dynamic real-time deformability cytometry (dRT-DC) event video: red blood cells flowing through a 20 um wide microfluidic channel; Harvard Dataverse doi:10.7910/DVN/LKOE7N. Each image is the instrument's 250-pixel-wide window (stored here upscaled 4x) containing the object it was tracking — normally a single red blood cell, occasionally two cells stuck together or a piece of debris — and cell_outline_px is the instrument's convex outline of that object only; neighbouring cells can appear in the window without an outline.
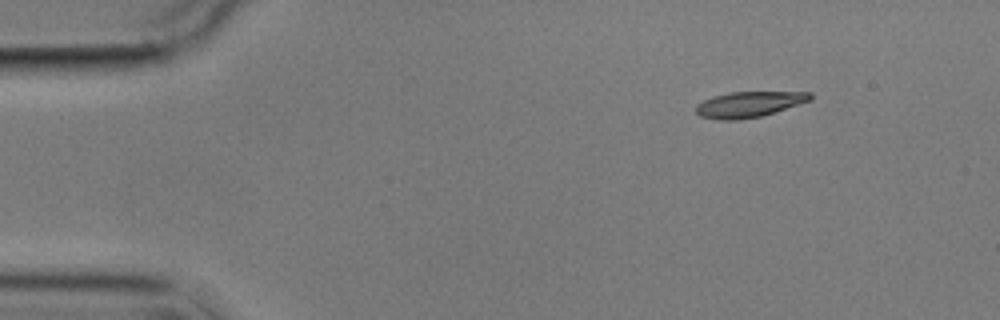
{"species": "common noctule bat (a hibernating species)", "species_latin": "Nyctalus noctula", "temperature_condition": "cold", "stored_images_in_passage": 5, "camera_frame_rate_fps": 3000, "um_per_image_px": 0.085, "animal": {"sex": "male", "body_mass_g": 17.9}, "frame": {"image": 1, "passage_image": 1, "time_ms": 0.0, "image_size_px": [1000, 320], "cell_outline_px": [[812, 100], [760, 116], [736, 120], [720, 120], [700, 116], [696, 112], [696, 104], [712, 96], [728, 92], [812, 92]], "centroid_in_image_um": [63.64, 8.86], "position_along_channel_um": 21.4, "area_um2": 16.99}}
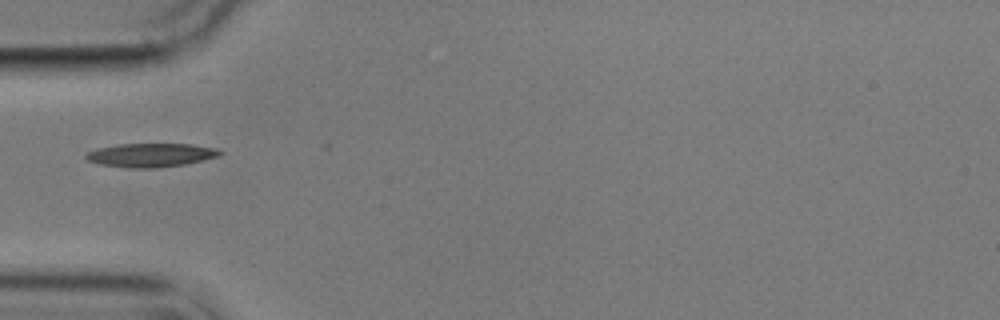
{"frame": {"image": 2, "passage_image": 4, "time_ms": 3.667, "image_size_px": [1000, 320], "cell_outline_px": [[224, 152], [220, 156], [184, 164], [156, 168], [132, 168], [100, 164], [88, 160], [84, 156], [88, 152], [96, 148], [120, 144], [192, 144], [216, 148]], "centroid_in_image_um": [12.84, 13.18], "position_along_channel_um": 72.2, "area_um2": 18.44}}
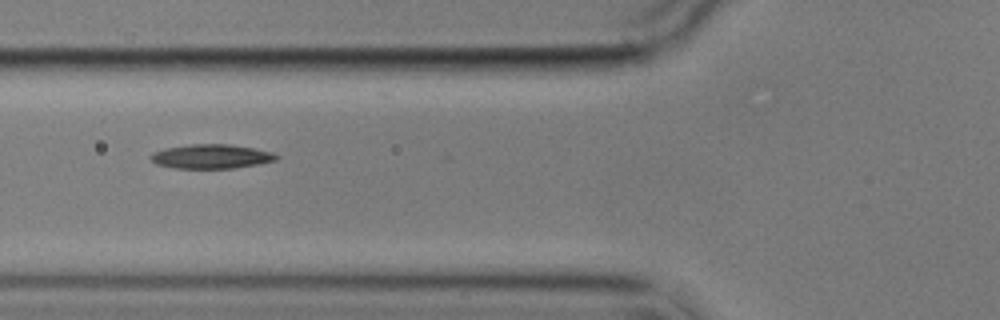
{"frame": {"image": 3, "passage_image": 5, "time_ms": 4.667, "image_size_px": [1000, 320], "cell_outline_px": [[280, 156], [276, 160], [260, 164], [232, 168], [176, 168], [156, 164], [148, 156], [152, 152], [164, 148], [192, 144], [228, 144], [252, 148], [272, 152]], "centroid_in_image_um": [17.94, 13.29], "position_along_channel_um": 107.9, "area_um2": 17.74}}